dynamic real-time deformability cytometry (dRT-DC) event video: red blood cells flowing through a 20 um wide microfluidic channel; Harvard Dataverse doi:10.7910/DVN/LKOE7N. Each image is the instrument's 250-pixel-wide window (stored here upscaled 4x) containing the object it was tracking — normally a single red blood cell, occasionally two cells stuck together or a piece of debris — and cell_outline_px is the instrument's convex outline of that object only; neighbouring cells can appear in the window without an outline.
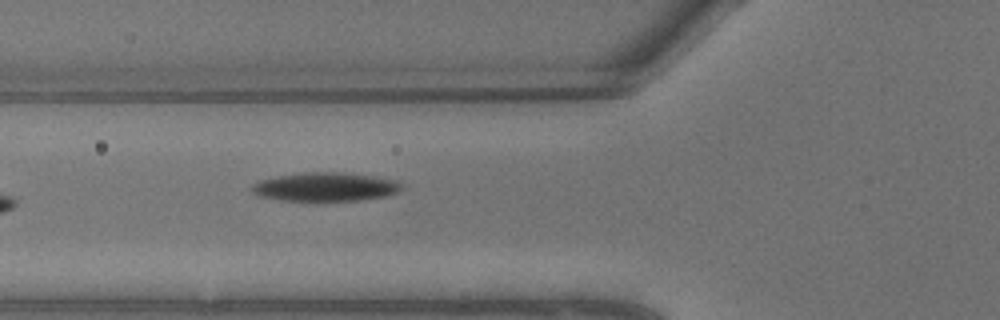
{"species": "common noctule bat (a hibernating species)", "species_latin": "Nyctalus noctula", "temperature_condition": "warm", "stored_images_in_passage": 3, "camera_frame_rate_fps": 3000, "um_per_image_px": 0.085, "animal": {"sex": "male", "body_mass_g": 13.3}, "frame": {"image": 1, "passage_image": 3, "time_ms": 0.667, "image_size_px": [1000, 320], "cell_outline_px": [[404, 188], [400, 192], [384, 196], [360, 200], [280, 200], [260, 196], [252, 192], [252, 184], [260, 180], [280, 176], [308, 172], [344, 172], [372, 176], [396, 180], [404, 184]], "centroid_in_image_um": [27.72, 15.88], "position_along_channel_um": 98.1, "area_um2": 24.91}}